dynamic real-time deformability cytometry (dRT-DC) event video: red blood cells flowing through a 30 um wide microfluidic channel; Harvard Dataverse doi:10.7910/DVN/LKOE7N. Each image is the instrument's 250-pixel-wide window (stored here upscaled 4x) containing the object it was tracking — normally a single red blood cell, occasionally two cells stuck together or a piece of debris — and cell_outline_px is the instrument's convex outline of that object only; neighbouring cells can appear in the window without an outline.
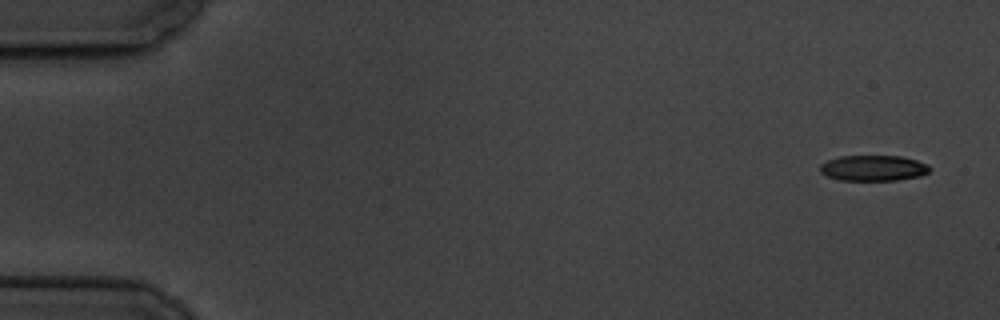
{"species": "common noctule bat (a hibernating species)", "species_latin": "Nyctalus noctula", "temperature_condition": "cold", "stored_images_in_passage": 4, "camera_frame_rate_fps": 3000, "um_per_image_px": 0.085, "animal": {"sex": "male", "body_mass_g": 19.5, "forearm_length_mm": 54.6}, "frame": {"image": 1, "passage_image": 1, "time_ms": 0.0, "image_size_px": [1000, 320], "cell_outline_px": [[932, 168], [928, 172], [920, 176], [896, 180], [840, 180], [828, 176], [820, 172], [820, 164], [828, 160], [840, 156], [900, 156], [916, 160], [928, 164]], "centroid_in_image_um": [74.25, 14.28], "position_along_channel_um": 10.8, "area_um2": 16.36}}